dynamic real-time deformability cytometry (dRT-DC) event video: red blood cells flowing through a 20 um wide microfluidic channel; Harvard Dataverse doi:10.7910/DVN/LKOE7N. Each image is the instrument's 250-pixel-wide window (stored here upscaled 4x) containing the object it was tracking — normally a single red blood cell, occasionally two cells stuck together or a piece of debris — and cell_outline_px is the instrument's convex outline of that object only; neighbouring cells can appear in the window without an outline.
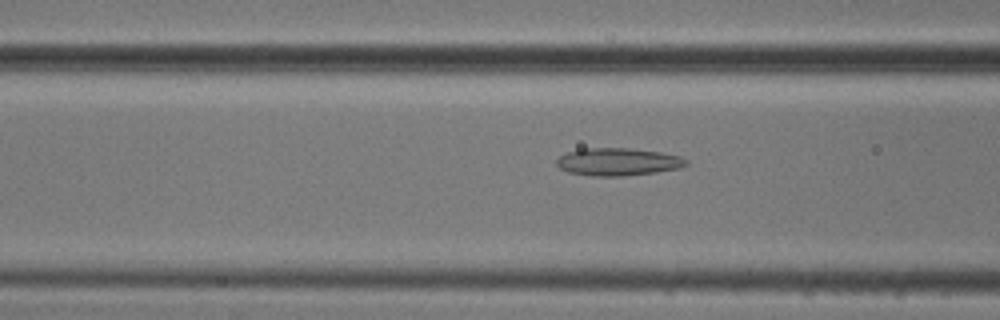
{"species": "common noctule bat (a hibernating species)", "species_latin": "Nyctalus noctula", "temperature_condition": "cold", "stored_images_in_passage": 51, "camera_frame_rate_fps": 3000, "um_per_image_px": 0.085, "animal": {"sex": "male", "body_mass_g": 20.5, "forearm_length_mm": 52.5}, "frame": {"image": 1, "passage_image": 20, "time_ms": 6.333, "image_size_px": [1000, 320], "cell_outline_px": [[688, 164], [680, 168], [656, 172], [620, 176], [592, 176], [568, 172], [560, 168], [556, 164], [556, 160], [560, 156], [568, 152], [580, 148], [628, 148], [660, 152], [680, 156], [688, 160]], "centroid_in_image_um": [52.52, 13.75], "position_along_channel_um": 114.1, "area_um2": 20.87}}
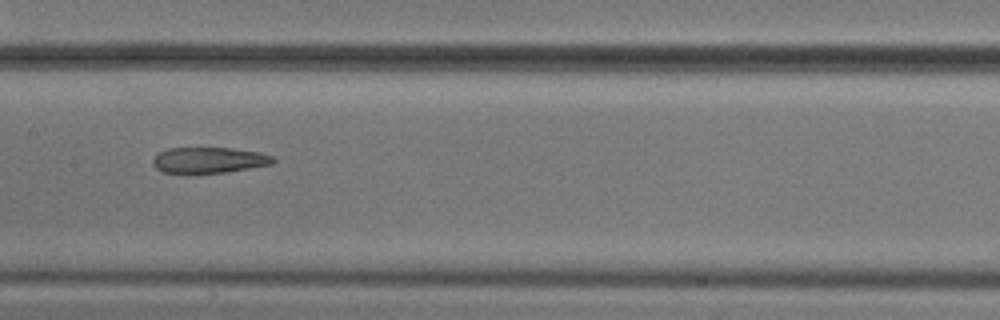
{"frame": {"image": 2, "passage_image": 26, "time_ms": 8.333, "image_size_px": [1000, 320], "cell_outline_px": [[276, 160], [272, 164], [224, 172], [192, 176], [188, 176], [164, 172], [156, 168], [152, 164], [152, 160], [160, 152], [168, 148], [232, 148], [260, 152], [272, 156]], "centroid_in_image_um": [17.71, 13.65], "position_along_channel_um": 189.7, "area_um2": 18.67}}
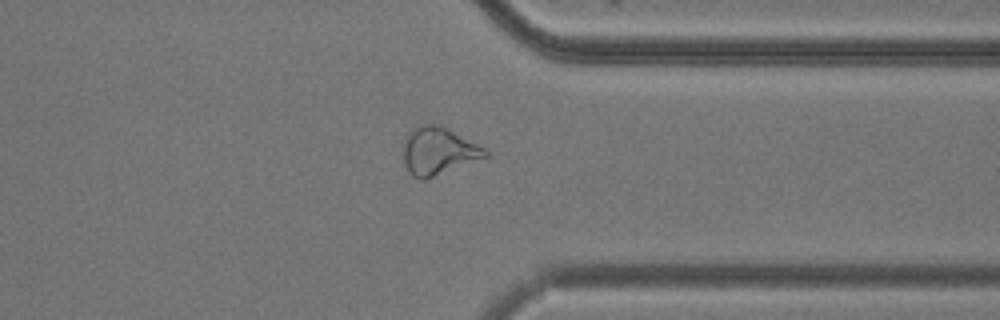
{"frame": {"image": 3, "passage_image": 41, "time_ms": 13.333, "image_size_px": [1000, 320], "cell_outline_px": [[488, 156], [424, 180], [420, 180], [412, 176], [408, 172], [404, 164], [404, 136], [412, 128], [420, 124], [440, 124], [484, 148], [488, 152]], "centroid_in_image_um": [37.2, 12.83], "position_along_channel_um": 374.2, "area_um2": 22.66}}